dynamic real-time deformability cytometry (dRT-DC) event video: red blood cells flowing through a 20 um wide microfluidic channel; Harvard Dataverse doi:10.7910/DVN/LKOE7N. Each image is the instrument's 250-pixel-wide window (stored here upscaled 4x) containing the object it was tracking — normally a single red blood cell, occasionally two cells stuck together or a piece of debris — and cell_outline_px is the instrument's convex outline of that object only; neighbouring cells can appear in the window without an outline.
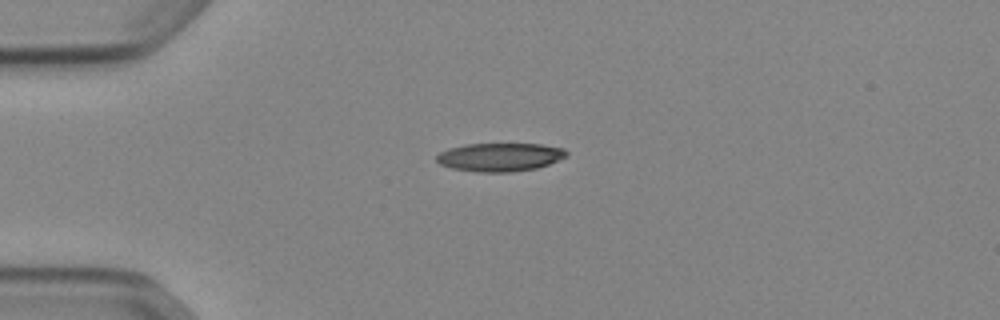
{"species": "Egyptian fruit bat (a non-hibernating species)", "species_latin": "Rousettus aegyptiacus", "temperature_condition": "cold", "stored_images_in_passage": 40, "camera_frame_rate_fps": 3000, "um_per_image_px": 0.085, "animal": {"sex": "female"}, "frame": {"image": 1, "passage_image": 1, "time_ms": 0.0, "image_size_px": [1000, 320], "cell_outline_px": [[568, 156], [548, 164], [536, 168], [512, 172], [480, 172], [452, 168], [440, 164], [436, 160], [436, 156], [440, 152], [448, 148], [468, 144], [540, 144], [564, 148], [568, 152]], "centroid_in_image_um": [42.5, 13.35], "position_along_channel_um": 42.5, "area_um2": 21.44}}
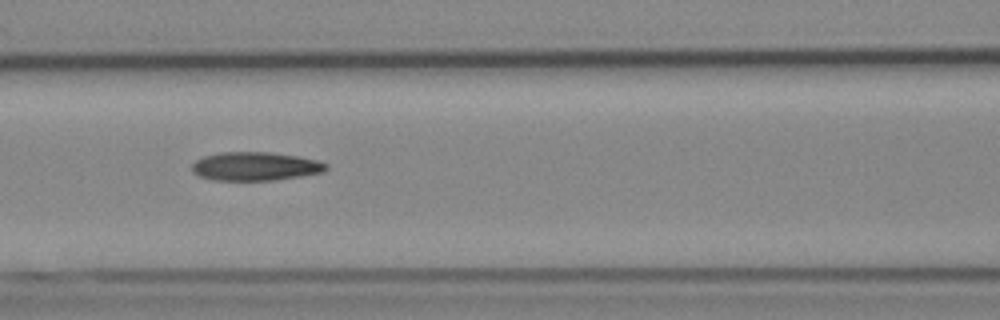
{"frame": {"image": 2, "passage_image": 11, "time_ms": 3.333, "image_size_px": [1000, 320], "cell_outline_px": [[328, 168], [324, 172], [276, 180], [212, 180], [200, 176], [192, 172], [192, 164], [196, 160], [204, 156], [220, 152], [268, 152], [296, 156], [316, 160], [328, 164]], "centroid_in_image_um": [21.69, 14.14], "position_along_channel_um": 144.9, "area_um2": 22.31}}
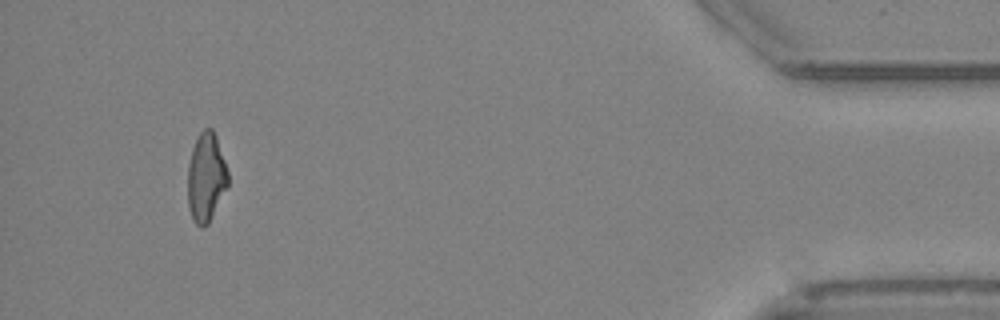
{"frame": {"image": 3, "passage_image": 37, "time_ms": 12.0, "image_size_px": [1000, 320], "cell_outline_px": [[228, 184], [208, 224], [204, 228], [200, 228], [192, 220], [188, 208], [188, 164], [192, 148], [200, 132], [204, 128], [212, 128], [216, 136], [228, 172]], "centroid_in_image_um": [17.5, 15.1], "position_along_channel_um": 417.7, "area_um2": 20.81}, "authors_computed_cell_mechanics": {"area_um2": 21.8773, "velocity_mm_per_s": 3.9161, "shape_relaxation_time_tau1_ms": 6.9814, "shape_relaxation_time_tau2_ms": 4.9268, "deformation_change_tau1": 0.2062, "deformation_change_tau2": 0.1555}}